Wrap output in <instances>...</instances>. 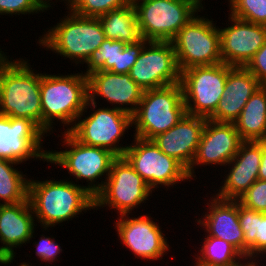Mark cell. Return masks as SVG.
I'll return each mask as SVG.
<instances>
[{
  "mask_svg": "<svg viewBox=\"0 0 266 266\" xmlns=\"http://www.w3.org/2000/svg\"><path fill=\"white\" fill-rule=\"evenodd\" d=\"M129 74L143 90L180 83L181 72L172 42L149 41Z\"/></svg>",
  "mask_w": 266,
  "mask_h": 266,
  "instance_id": "13",
  "label": "cell"
},
{
  "mask_svg": "<svg viewBox=\"0 0 266 266\" xmlns=\"http://www.w3.org/2000/svg\"><path fill=\"white\" fill-rule=\"evenodd\" d=\"M19 266H31V265H29L28 263L23 262V263H21V265H19Z\"/></svg>",
  "mask_w": 266,
  "mask_h": 266,
  "instance_id": "40",
  "label": "cell"
},
{
  "mask_svg": "<svg viewBox=\"0 0 266 266\" xmlns=\"http://www.w3.org/2000/svg\"><path fill=\"white\" fill-rule=\"evenodd\" d=\"M34 219L29 199L17 204H0V243L3 244L0 250L6 257H15L13 248L26 245L33 238Z\"/></svg>",
  "mask_w": 266,
  "mask_h": 266,
  "instance_id": "23",
  "label": "cell"
},
{
  "mask_svg": "<svg viewBox=\"0 0 266 266\" xmlns=\"http://www.w3.org/2000/svg\"><path fill=\"white\" fill-rule=\"evenodd\" d=\"M45 133L31 120L0 114V159L18 164L48 159V151L42 147Z\"/></svg>",
  "mask_w": 266,
  "mask_h": 266,
  "instance_id": "14",
  "label": "cell"
},
{
  "mask_svg": "<svg viewBox=\"0 0 266 266\" xmlns=\"http://www.w3.org/2000/svg\"><path fill=\"white\" fill-rule=\"evenodd\" d=\"M203 16L193 17L171 41L180 72L194 66H211L222 63L220 31Z\"/></svg>",
  "mask_w": 266,
  "mask_h": 266,
  "instance_id": "9",
  "label": "cell"
},
{
  "mask_svg": "<svg viewBox=\"0 0 266 266\" xmlns=\"http://www.w3.org/2000/svg\"><path fill=\"white\" fill-rule=\"evenodd\" d=\"M67 10L68 15L43 34L38 42L47 50L73 60L76 65L84 62L83 65L106 39L105 33L99 18L80 16Z\"/></svg>",
  "mask_w": 266,
  "mask_h": 266,
  "instance_id": "4",
  "label": "cell"
},
{
  "mask_svg": "<svg viewBox=\"0 0 266 266\" xmlns=\"http://www.w3.org/2000/svg\"><path fill=\"white\" fill-rule=\"evenodd\" d=\"M230 15L266 26V0H228Z\"/></svg>",
  "mask_w": 266,
  "mask_h": 266,
  "instance_id": "31",
  "label": "cell"
},
{
  "mask_svg": "<svg viewBox=\"0 0 266 266\" xmlns=\"http://www.w3.org/2000/svg\"><path fill=\"white\" fill-rule=\"evenodd\" d=\"M89 106L93 107V112L81 120ZM96 108L97 102L87 100L85 109L68 132L84 145L106 148L117 156H124L128 146L117 144L126 134L124 132L133 126L132 115L114 107Z\"/></svg>",
  "mask_w": 266,
  "mask_h": 266,
  "instance_id": "8",
  "label": "cell"
},
{
  "mask_svg": "<svg viewBox=\"0 0 266 266\" xmlns=\"http://www.w3.org/2000/svg\"><path fill=\"white\" fill-rule=\"evenodd\" d=\"M203 0H133L142 38L171 42L196 12L203 10Z\"/></svg>",
  "mask_w": 266,
  "mask_h": 266,
  "instance_id": "6",
  "label": "cell"
},
{
  "mask_svg": "<svg viewBox=\"0 0 266 266\" xmlns=\"http://www.w3.org/2000/svg\"><path fill=\"white\" fill-rule=\"evenodd\" d=\"M29 179L28 199L33 214L43 229L78 217L82 211L95 208V197L74 181ZM74 182V183H73Z\"/></svg>",
  "mask_w": 266,
  "mask_h": 266,
  "instance_id": "1",
  "label": "cell"
},
{
  "mask_svg": "<svg viewBox=\"0 0 266 266\" xmlns=\"http://www.w3.org/2000/svg\"><path fill=\"white\" fill-rule=\"evenodd\" d=\"M58 75L40 73L42 131L45 134L53 132L54 120L71 126L65 129L69 131L88 100V78L82 71Z\"/></svg>",
  "mask_w": 266,
  "mask_h": 266,
  "instance_id": "3",
  "label": "cell"
},
{
  "mask_svg": "<svg viewBox=\"0 0 266 266\" xmlns=\"http://www.w3.org/2000/svg\"><path fill=\"white\" fill-rule=\"evenodd\" d=\"M64 133V134H63ZM63 145L68 147L62 151L48 150L47 163L56 164L69 174L75 176V180H87L89 182L85 188L92 196H96L104 187L106 180L96 182L102 176L107 179L113 161L118 157L106 148L87 146L76 140L68 131H64Z\"/></svg>",
  "mask_w": 266,
  "mask_h": 266,
  "instance_id": "7",
  "label": "cell"
},
{
  "mask_svg": "<svg viewBox=\"0 0 266 266\" xmlns=\"http://www.w3.org/2000/svg\"><path fill=\"white\" fill-rule=\"evenodd\" d=\"M98 18L107 39L121 41L125 44L135 43L142 39L133 3L111 10Z\"/></svg>",
  "mask_w": 266,
  "mask_h": 266,
  "instance_id": "26",
  "label": "cell"
},
{
  "mask_svg": "<svg viewBox=\"0 0 266 266\" xmlns=\"http://www.w3.org/2000/svg\"><path fill=\"white\" fill-rule=\"evenodd\" d=\"M243 142L234 123L207 119L194 160L187 170L189 177H196L194 165L226 166L237 154Z\"/></svg>",
  "mask_w": 266,
  "mask_h": 266,
  "instance_id": "16",
  "label": "cell"
},
{
  "mask_svg": "<svg viewBox=\"0 0 266 266\" xmlns=\"http://www.w3.org/2000/svg\"><path fill=\"white\" fill-rule=\"evenodd\" d=\"M258 179L266 181V141L262 142V157L259 167Z\"/></svg>",
  "mask_w": 266,
  "mask_h": 266,
  "instance_id": "37",
  "label": "cell"
},
{
  "mask_svg": "<svg viewBox=\"0 0 266 266\" xmlns=\"http://www.w3.org/2000/svg\"><path fill=\"white\" fill-rule=\"evenodd\" d=\"M201 246L194 265L250 266L246 259L225 240L213 236H205Z\"/></svg>",
  "mask_w": 266,
  "mask_h": 266,
  "instance_id": "27",
  "label": "cell"
},
{
  "mask_svg": "<svg viewBox=\"0 0 266 266\" xmlns=\"http://www.w3.org/2000/svg\"><path fill=\"white\" fill-rule=\"evenodd\" d=\"M234 125L243 141H266V89L263 86L247 101Z\"/></svg>",
  "mask_w": 266,
  "mask_h": 266,
  "instance_id": "24",
  "label": "cell"
},
{
  "mask_svg": "<svg viewBox=\"0 0 266 266\" xmlns=\"http://www.w3.org/2000/svg\"><path fill=\"white\" fill-rule=\"evenodd\" d=\"M211 197L210 203L207 202L209 212L201 216L203 219H196L197 223L205 228V236L225 240L245 258V239L239 223L238 201Z\"/></svg>",
  "mask_w": 266,
  "mask_h": 266,
  "instance_id": "21",
  "label": "cell"
},
{
  "mask_svg": "<svg viewBox=\"0 0 266 266\" xmlns=\"http://www.w3.org/2000/svg\"><path fill=\"white\" fill-rule=\"evenodd\" d=\"M231 65L194 66L181 72L183 101L189 115L209 118L223 97Z\"/></svg>",
  "mask_w": 266,
  "mask_h": 266,
  "instance_id": "10",
  "label": "cell"
},
{
  "mask_svg": "<svg viewBox=\"0 0 266 266\" xmlns=\"http://www.w3.org/2000/svg\"><path fill=\"white\" fill-rule=\"evenodd\" d=\"M180 83L144 90L132 115L134 137L152 140L176 125L186 114Z\"/></svg>",
  "mask_w": 266,
  "mask_h": 266,
  "instance_id": "5",
  "label": "cell"
},
{
  "mask_svg": "<svg viewBox=\"0 0 266 266\" xmlns=\"http://www.w3.org/2000/svg\"><path fill=\"white\" fill-rule=\"evenodd\" d=\"M260 87L262 84L245 67L232 66L228 70L223 97L208 119L234 123L247 101Z\"/></svg>",
  "mask_w": 266,
  "mask_h": 266,
  "instance_id": "22",
  "label": "cell"
},
{
  "mask_svg": "<svg viewBox=\"0 0 266 266\" xmlns=\"http://www.w3.org/2000/svg\"><path fill=\"white\" fill-rule=\"evenodd\" d=\"M39 242H35L36 244V255L40 258L41 261L52 263L54 262L58 254L62 252L60 244L54 241V238L45 237V235H41Z\"/></svg>",
  "mask_w": 266,
  "mask_h": 266,
  "instance_id": "35",
  "label": "cell"
},
{
  "mask_svg": "<svg viewBox=\"0 0 266 266\" xmlns=\"http://www.w3.org/2000/svg\"><path fill=\"white\" fill-rule=\"evenodd\" d=\"M31 69L28 61L0 53V114L29 119L42 130L40 73Z\"/></svg>",
  "mask_w": 266,
  "mask_h": 266,
  "instance_id": "2",
  "label": "cell"
},
{
  "mask_svg": "<svg viewBox=\"0 0 266 266\" xmlns=\"http://www.w3.org/2000/svg\"><path fill=\"white\" fill-rule=\"evenodd\" d=\"M229 16L232 26L219 28L222 62L245 67L266 42V26Z\"/></svg>",
  "mask_w": 266,
  "mask_h": 266,
  "instance_id": "17",
  "label": "cell"
},
{
  "mask_svg": "<svg viewBox=\"0 0 266 266\" xmlns=\"http://www.w3.org/2000/svg\"><path fill=\"white\" fill-rule=\"evenodd\" d=\"M132 2L133 0H71L68 9L80 16L98 18Z\"/></svg>",
  "mask_w": 266,
  "mask_h": 266,
  "instance_id": "30",
  "label": "cell"
},
{
  "mask_svg": "<svg viewBox=\"0 0 266 266\" xmlns=\"http://www.w3.org/2000/svg\"><path fill=\"white\" fill-rule=\"evenodd\" d=\"M152 194L143 178L124 156H118L103 189L95 196V208L109 206L119 215L130 214Z\"/></svg>",
  "mask_w": 266,
  "mask_h": 266,
  "instance_id": "11",
  "label": "cell"
},
{
  "mask_svg": "<svg viewBox=\"0 0 266 266\" xmlns=\"http://www.w3.org/2000/svg\"><path fill=\"white\" fill-rule=\"evenodd\" d=\"M245 68L263 85L266 83V42L255 53Z\"/></svg>",
  "mask_w": 266,
  "mask_h": 266,
  "instance_id": "36",
  "label": "cell"
},
{
  "mask_svg": "<svg viewBox=\"0 0 266 266\" xmlns=\"http://www.w3.org/2000/svg\"><path fill=\"white\" fill-rule=\"evenodd\" d=\"M237 201L246 208L266 213V181L257 179Z\"/></svg>",
  "mask_w": 266,
  "mask_h": 266,
  "instance_id": "33",
  "label": "cell"
},
{
  "mask_svg": "<svg viewBox=\"0 0 266 266\" xmlns=\"http://www.w3.org/2000/svg\"><path fill=\"white\" fill-rule=\"evenodd\" d=\"M207 118L185 114L172 128L154 137L152 141L166 155L176 159L187 170L191 166Z\"/></svg>",
  "mask_w": 266,
  "mask_h": 266,
  "instance_id": "20",
  "label": "cell"
},
{
  "mask_svg": "<svg viewBox=\"0 0 266 266\" xmlns=\"http://www.w3.org/2000/svg\"><path fill=\"white\" fill-rule=\"evenodd\" d=\"M14 256H8L6 257L4 253L0 250V263L1 264H11L13 262Z\"/></svg>",
  "mask_w": 266,
  "mask_h": 266,
  "instance_id": "38",
  "label": "cell"
},
{
  "mask_svg": "<svg viewBox=\"0 0 266 266\" xmlns=\"http://www.w3.org/2000/svg\"><path fill=\"white\" fill-rule=\"evenodd\" d=\"M128 215H120L115 222V228L123 246L129 248L137 258L147 261L162 259L169 250V244L159 224L153 222L150 216L129 218Z\"/></svg>",
  "mask_w": 266,
  "mask_h": 266,
  "instance_id": "15",
  "label": "cell"
},
{
  "mask_svg": "<svg viewBox=\"0 0 266 266\" xmlns=\"http://www.w3.org/2000/svg\"><path fill=\"white\" fill-rule=\"evenodd\" d=\"M262 157V142L244 141L237 154L228 163L232 165L216 197L238 200L258 179Z\"/></svg>",
  "mask_w": 266,
  "mask_h": 266,
  "instance_id": "19",
  "label": "cell"
},
{
  "mask_svg": "<svg viewBox=\"0 0 266 266\" xmlns=\"http://www.w3.org/2000/svg\"><path fill=\"white\" fill-rule=\"evenodd\" d=\"M38 0H0V15H20L44 12Z\"/></svg>",
  "mask_w": 266,
  "mask_h": 266,
  "instance_id": "34",
  "label": "cell"
},
{
  "mask_svg": "<svg viewBox=\"0 0 266 266\" xmlns=\"http://www.w3.org/2000/svg\"><path fill=\"white\" fill-rule=\"evenodd\" d=\"M124 157L152 191L158 185L173 187L181 181H191L187 169L163 153L152 140L134 137V144L128 145Z\"/></svg>",
  "mask_w": 266,
  "mask_h": 266,
  "instance_id": "12",
  "label": "cell"
},
{
  "mask_svg": "<svg viewBox=\"0 0 266 266\" xmlns=\"http://www.w3.org/2000/svg\"><path fill=\"white\" fill-rule=\"evenodd\" d=\"M238 215L245 239V259L251 266H259V261L256 262L258 255L266 254V213L246 208L238 202Z\"/></svg>",
  "mask_w": 266,
  "mask_h": 266,
  "instance_id": "25",
  "label": "cell"
},
{
  "mask_svg": "<svg viewBox=\"0 0 266 266\" xmlns=\"http://www.w3.org/2000/svg\"><path fill=\"white\" fill-rule=\"evenodd\" d=\"M148 42V40L142 38L138 42L126 44L123 51L118 53L117 66H113L109 72L115 74L129 73Z\"/></svg>",
  "mask_w": 266,
  "mask_h": 266,
  "instance_id": "32",
  "label": "cell"
},
{
  "mask_svg": "<svg viewBox=\"0 0 266 266\" xmlns=\"http://www.w3.org/2000/svg\"><path fill=\"white\" fill-rule=\"evenodd\" d=\"M17 163L0 160V204H17L28 199L29 179L14 168Z\"/></svg>",
  "mask_w": 266,
  "mask_h": 266,
  "instance_id": "28",
  "label": "cell"
},
{
  "mask_svg": "<svg viewBox=\"0 0 266 266\" xmlns=\"http://www.w3.org/2000/svg\"><path fill=\"white\" fill-rule=\"evenodd\" d=\"M52 0H38V2L46 9L48 10V8H52V6L50 5L52 2H50ZM66 1L67 5L69 6V3L71 0H63Z\"/></svg>",
  "mask_w": 266,
  "mask_h": 266,
  "instance_id": "39",
  "label": "cell"
},
{
  "mask_svg": "<svg viewBox=\"0 0 266 266\" xmlns=\"http://www.w3.org/2000/svg\"><path fill=\"white\" fill-rule=\"evenodd\" d=\"M88 78V100L96 103V97H104L116 109L133 115L141 101L143 89L129 73L115 74L109 71H95ZM124 105L126 107H124ZM130 107H127L129 106Z\"/></svg>",
  "mask_w": 266,
  "mask_h": 266,
  "instance_id": "18",
  "label": "cell"
},
{
  "mask_svg": "<svg viewBox=\"0 0 266 266\" xmlns=\"http://www.w3.org/2000/svg\"><path fill=\"white\" fill-rule=\"evenodd\" d=\"M125 43L117 40L105 39L85 62L88 65L85 76L95 71H109L113 66H117L118 53L122 52Z\"/></svg>",
  "mask_w": 266,
  "mask_h": 266,
  "instance_id": "29",
  "label": "cell"
}]
</instances>
